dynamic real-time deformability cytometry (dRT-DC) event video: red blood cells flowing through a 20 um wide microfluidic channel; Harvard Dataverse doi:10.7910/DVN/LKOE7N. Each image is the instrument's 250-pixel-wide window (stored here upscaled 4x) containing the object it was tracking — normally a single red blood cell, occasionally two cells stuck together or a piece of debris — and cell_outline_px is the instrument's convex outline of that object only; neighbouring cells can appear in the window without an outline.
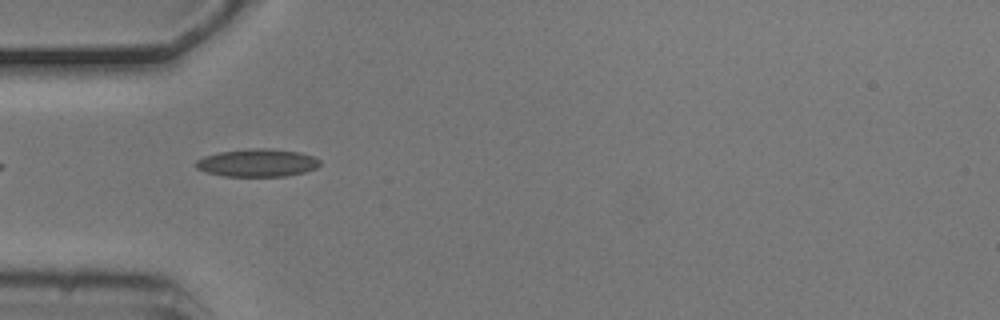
{"species": "common noctule bat (a hibernating species)", "species_latin": "Nyctalus noctula", "temperature_condition": "cold", "stored_images_in_passage": 4, "camera_frame_rate_fps": 3000, "um_per_image_px": 0.085, "animal": {"sex": "male", "body_mass_g": 20.5, "forearm_length_mm": 52.5}, "frame": {"image": 1, "passage_image": 3, "time_ms": 0.667, "image_size_px": [1000, 320], "cell_outline_px": [[320, 164], [316, 168], [304, 172], [284, 176], [224, 176], [208, 172], [196, 168], [196, 160], [204, 156], [220, 152], [248, 148], [272, 148], [300, 152], [312, 156], [320, 160]], "centroid_in_image_um": [21.88, 13.83], "position_along_channel_um": 63.1, "area_um2": 20.06}}
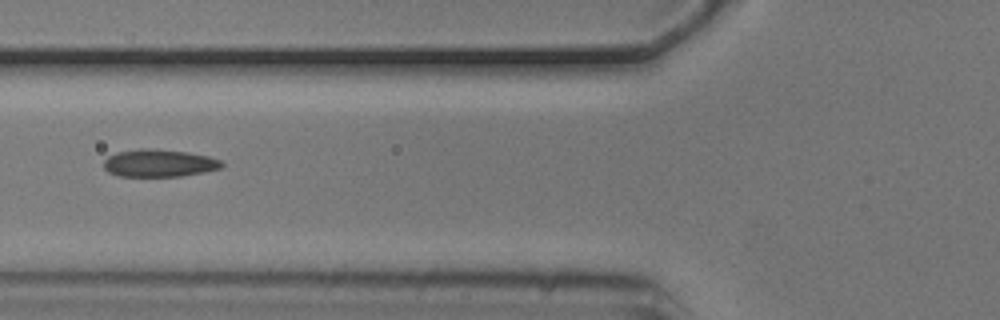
{"frame": {"image": 2, "passage_image": 4, "time_ms": 1.0, "image_size_px": [1000, 320], "cell_outline_px": [[224, 164], [220, 168], [204, 172], [180, 176], [120, 176], [108, 172], [104, 168], [104, 160], [108, 156], [116, 152], [140, 148], [148, 148], [188, 152], [208, 156], [220, 160]], "centroid_in_image_um": [13.5, 13.86], "position_along_channel_um": 112.3, "area_um2": 18.9}}